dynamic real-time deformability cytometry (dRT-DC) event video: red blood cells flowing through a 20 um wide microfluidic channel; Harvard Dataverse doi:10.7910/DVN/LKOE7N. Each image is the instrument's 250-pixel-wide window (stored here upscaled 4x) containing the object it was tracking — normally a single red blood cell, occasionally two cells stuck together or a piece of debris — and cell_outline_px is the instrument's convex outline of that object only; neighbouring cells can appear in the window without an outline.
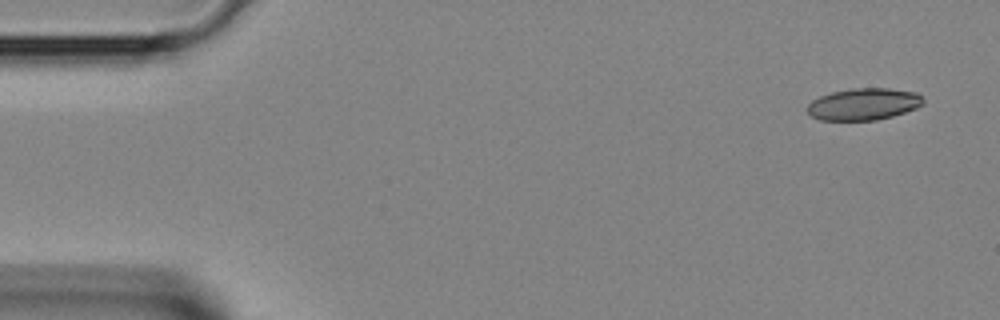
{"species": "Egyptian fruit bat (a non-hibernating species)", "species_latin": "Rousettus aegyptiacus", "temperature_condition": "room temperature", "stored_images_in_passage": 3, "camera_frame_rate_fps": 3000, "um_per_image_px": 0.085, "animal": {"sex": "female"}, "frame": {"image": 1, "passage_image": 1, "time_ms": 0.0, "image_size_px": [1000, 320], "cell_outline_px": [[924, 104], [916, 108], [892, 116], [876, 120], [820, 120], [812, 116], [804, 108], [812, 100], [820, 96], [832, 92], [852, 88], [888, 88], [916, 92], [924, 96]], "centroid_in_image_um": [73.41, 8.84], "position_along_channel_um": 11.6, "area_um2": 21.68}}